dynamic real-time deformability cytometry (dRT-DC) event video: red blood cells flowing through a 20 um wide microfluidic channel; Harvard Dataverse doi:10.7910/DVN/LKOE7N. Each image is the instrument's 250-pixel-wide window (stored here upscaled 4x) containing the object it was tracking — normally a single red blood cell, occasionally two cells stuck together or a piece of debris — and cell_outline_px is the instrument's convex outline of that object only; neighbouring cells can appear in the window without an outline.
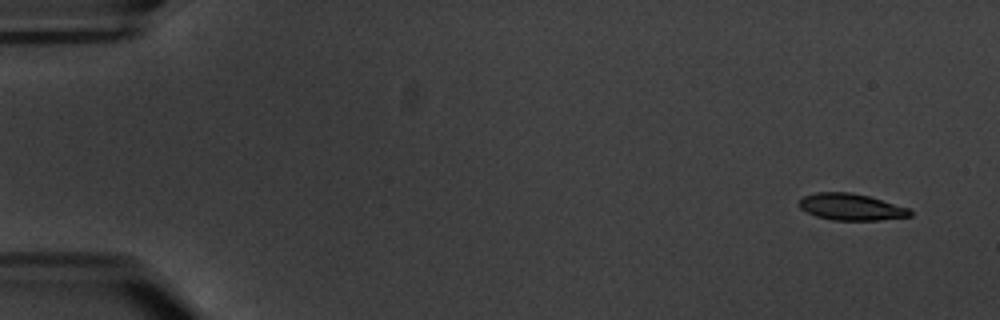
{"species": "common noctule bat (a hibernating species)", "species_latin": "Nyctalus noctula", "temperature_condition": "warm", "stored_images_in_passage": 7, "camera_frame_rate_fps": 3000, "um_per_image_px": 0.085, "animal": {"sex": "male", "body_mass_g": 20.1, "forearm_length_mm": 53.5}, "frame": {"image": 1, "passage_image": 1, "time_ms": 0.0, "image_size_px": [1000, 320], "cell_outline_px": [[912, 216], [880, 220], [832, 220], [816, 216], [800, 208], [800, 200], [804, 196], [816, 192], [852, 192], [868, 196], [908, 208], [912, 212]], "centroid_in_image_um": [72.34, 17.59], "position_along_channel_um": 12.7, "area_um2": 17.05}}
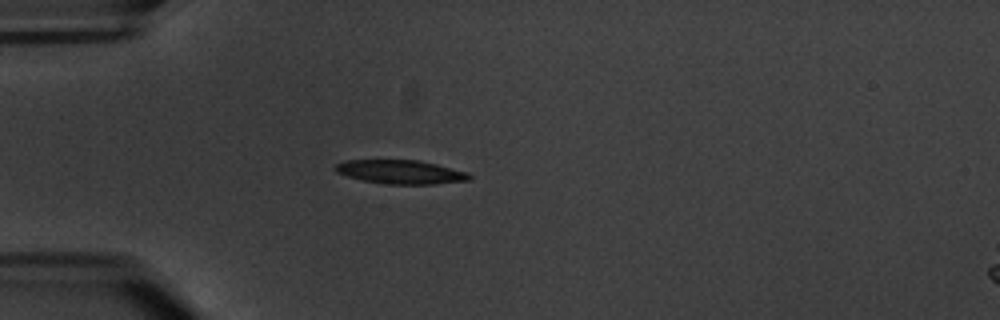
{"frame": {"image": 2, "passage_image": 5, "time_ms": 4.667, "image_size_px": [1000, 320], "cell_outline_px": [[472, 176], [468, 180], [432, 184], [388, 184], [364, 180], [348, 176], [336, 172], [332, 168], [336, 164], [344, 160], [416, 160], [436, 164], [468, 172]], "centroid_in_image_um": [34.03, 14.61], "position_along_channel_um": 51.0, "area_um2": 18.44}}